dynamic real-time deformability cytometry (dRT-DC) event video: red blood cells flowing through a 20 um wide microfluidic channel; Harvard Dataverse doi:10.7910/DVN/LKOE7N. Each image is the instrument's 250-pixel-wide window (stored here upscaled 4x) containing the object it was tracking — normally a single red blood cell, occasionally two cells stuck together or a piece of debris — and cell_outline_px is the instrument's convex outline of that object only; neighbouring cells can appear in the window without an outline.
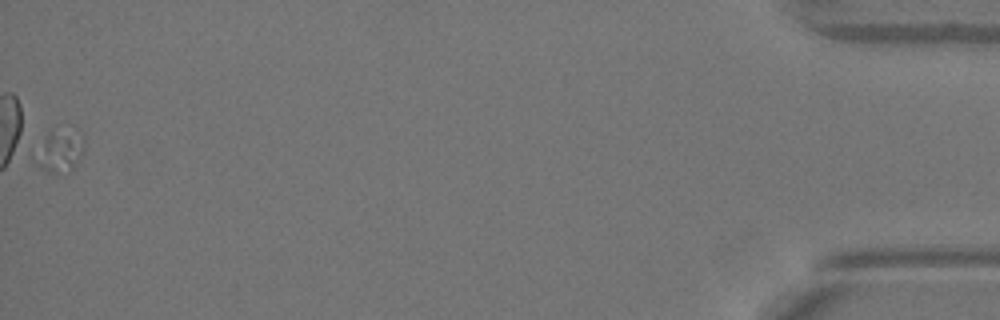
{"species": "Egyptian fruit bat (a non-hibernating species)", "species_latin": "Rousettus aegyptiacus", "temperature_condition": "warm", "stored_images_in_passage": 52, "segment_of_instrument_passage": [2, 2], "camera_frame_rate_fps": 3000, "um_per_image_px": 0.085, "animal": {"sex": "female"}, "frame": {"image": 1, "passage_image": 52, "time_ms": 17.0, "image_size_px": [1000, 320], "cell_outline_px": [[84, 148], [80, 160], [68, 172], [52, 172], [40, 168], [36, 164], [44, 136], [48, 132], [84, 136]], "centroid_in_image_um": [5.13, 12.92], "position_along_channel_um": 430.1, "area_um2": 10.87}}